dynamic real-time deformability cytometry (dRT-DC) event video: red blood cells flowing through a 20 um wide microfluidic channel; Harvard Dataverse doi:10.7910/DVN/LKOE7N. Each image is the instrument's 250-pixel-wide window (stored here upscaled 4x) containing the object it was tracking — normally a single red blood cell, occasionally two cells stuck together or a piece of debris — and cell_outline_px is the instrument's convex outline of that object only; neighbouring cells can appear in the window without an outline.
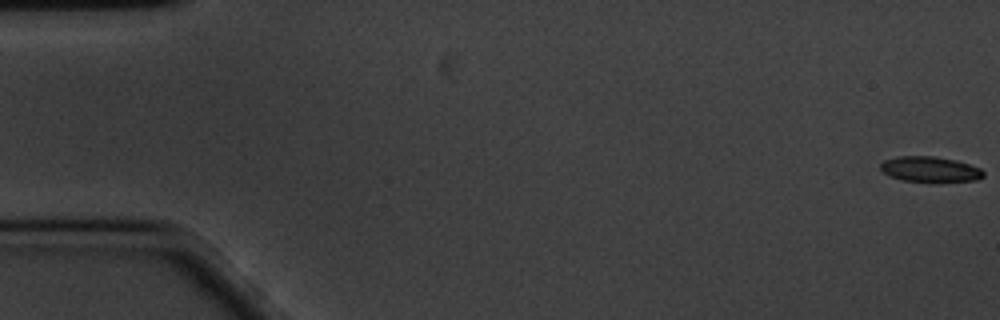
{"species": "common noctule bat (a hibernating species)", "species_latin": "Nyctalus noctula", "temperature_condition": "cold", "stored_images_in_passage": 59, "camera_frame_rate_fps": 3000, "um_per_image_px": 0.085, "animal": {"sex": "male", "body_mass_g": 20.1, "forearm_length_mm": 53.5}, "frame": {"image": 1, "passage_image": 1, "time_ms": 0.0, "image_size_px": [1000, 320], "cell_outline_px": [[984, 176], [976, 180], [904, 180], [892, 176], [884, 172], [880, 168], [880, 164], [884, 160], [900, 156], [936, 156], [956, 160], [980, 168], [984, 172]], "centroid_in_image_um": [79.05, 14.35], "position_along_channel_um": 5.9, "area_um2": 14.62}}
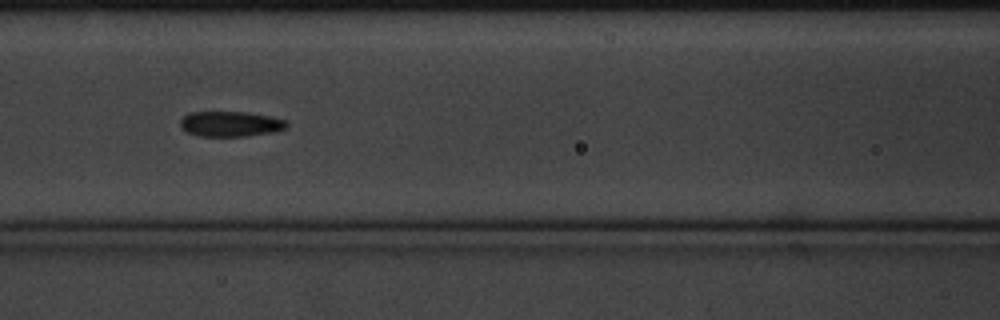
{"frame": {"image": 2, "passage_image": 26, "time_ms": 8.333, "image_size_px": [1000, 320], "cell_outline_px": [[288, 128], [272, 132], [244, 136], [200, 136], [188, 132], [180, 128], [180, 120], [188, 112], [248, 112], [288, 120]], "centroid_in_image_um": [19.6, 10.53], "position_along_channel_um": 147.0, "area_um2": 15.72}}
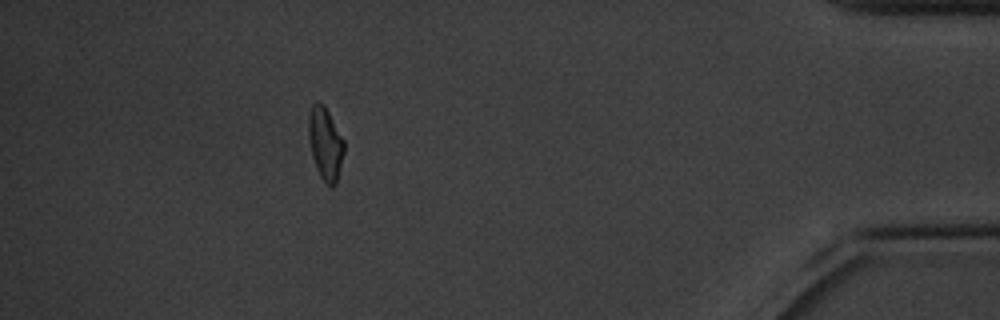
{"frame": {"image": 3, "passage_image": 54, "time_ms": 17.667, "image_size_px": [1000, 320], "cell_outline_px": [[344, 152], [336, 184], [332, 188], [320, 176], [316, 168], [312, 156], [308, 136], [308, 116], [312, 104], [316, 100], [320, 100], [324, 104], [344, 140]], "centroid_in_image_um": [27.64, 12.16], "position_along_channel_um": 407.6, "area_um2": 15.14}, "authors_computed_cell_mechanics": {"area_um2": 15.7216, "velocity_mm_per_s": 3.3639, "shape_relaxation_time_tau1_ms": 3.7269, "shape_relaxation_time_tau2_ms": 4.0417, "deformation_change_tau1": 0.1104, "deformation_change_tau2": 0.0995}}